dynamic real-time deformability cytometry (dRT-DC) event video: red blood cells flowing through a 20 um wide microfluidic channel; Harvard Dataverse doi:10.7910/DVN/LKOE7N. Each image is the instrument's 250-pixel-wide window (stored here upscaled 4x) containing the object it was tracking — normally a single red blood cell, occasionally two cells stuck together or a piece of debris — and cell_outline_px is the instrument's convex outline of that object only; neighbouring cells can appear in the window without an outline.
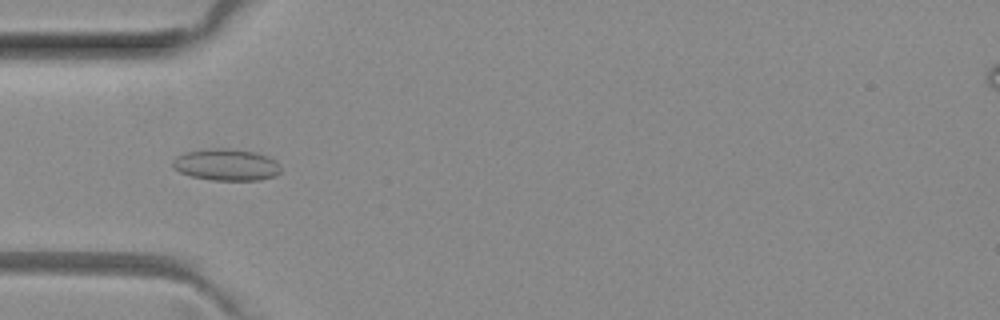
{"species": "common noctule bat (a hibernating species)", "species_latin": "Nyctalus noctula", "temperature_condition": "room temperature", "stored_images_in_passage": 46, "camera_frame_rate_fps": 3000, "um_per_image_px": 0.085, "animal": {"sex": "female", "body_mass_g": 29.2, "forearm_length_mm": 56.3}, "frame": {"image": 1, "passage_image": 11, "time_ms": 3.333, "image_size_px": [1000, 320], "cell_outline_px": [[280, 172], [276, 176], [260, 180], [212, 180], [192, 176], [180, 172], [172, 168], [172, 160], [176, 156], [188, 152], [224, 148], [256, 152], [268, 156], [276, 160], [280, 164]], "centroid_in_image_um": [19.27, 14.02], "position_along_channel_um": 65.7, "area_um2": 19.88}}
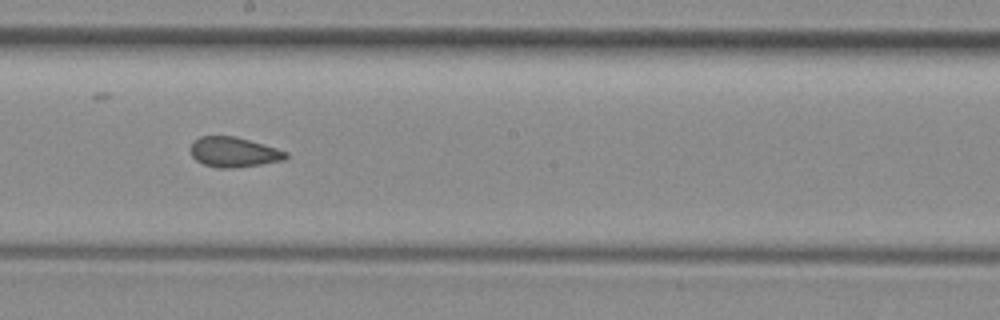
{"frame": {"image": 2, "passage_image": 23, "time_ms": 7.333, "image_size_px": [1000, 320], "cell_outline_px": [[288, 156], [284, 160], [260, 164], [232, 168], [216, 168], [204, 164], [196, 160], [192, 156], [188, 148], [200, 136], [236, 136], [264, 144], [288, 152]], "centroid_in_image_um": [19.86, 12.93], "position_along_channel_um": 228.3, "area_um2": 16.7}}
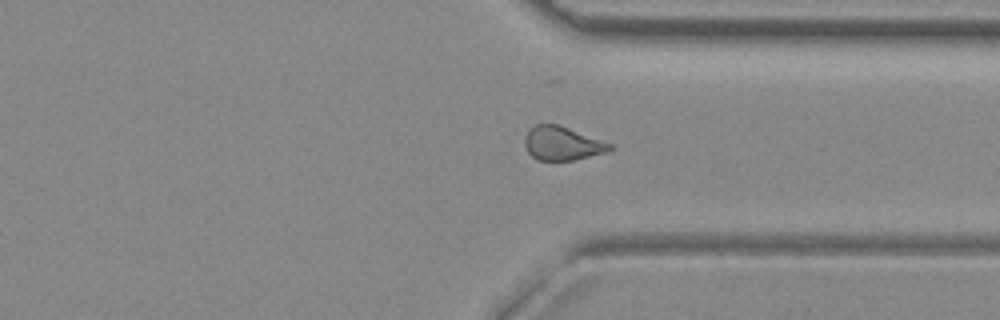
{"frame": {"image": 3, "passage_image": 33, "time_ms": 10.667, "image_size_px": [1000, 320], "cell_outline_px": [[612, 148], [608, 152], [572, 160], [536, 160], [528, 152], [524, 144], [524, 136], [528, 128], [536, 124], [556, 124], [568, 128], [612, 144]], "centroid_in_image_um": [47.74, 12.19], "position_along_channel_um": 363.7, "area_um2": 16.65}, "authors_computed_cell_mechanics": {"area_um2": 17.3111, "velocity_mm_per_s": 4.0587, "shape_relaxation_time_tau1_ms": null, "shape_relaxation_time_tau2_ms": 1.7646, "deformation_change_tau1": null, "deformation_change_tau2": 0.0787}}